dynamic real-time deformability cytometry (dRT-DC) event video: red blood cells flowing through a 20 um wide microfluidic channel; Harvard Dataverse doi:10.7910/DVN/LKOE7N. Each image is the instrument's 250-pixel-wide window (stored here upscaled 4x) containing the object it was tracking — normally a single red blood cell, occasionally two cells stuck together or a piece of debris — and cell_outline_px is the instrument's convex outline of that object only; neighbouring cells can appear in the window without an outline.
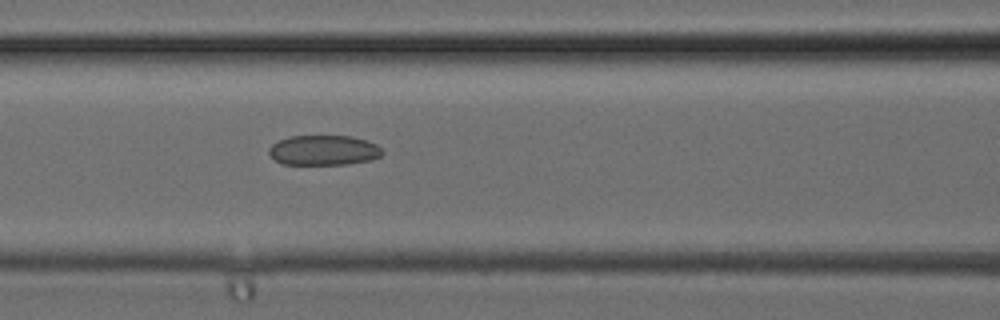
{"species": "common noctule bat (a hibernating species)", "species_latin": "Nyctalus noctula", "temperature_condition": "cold", "stored_images_in_passage": 34, "segment_of_instrument_passage": [1, 2], "camera_frame_rate_fps": 3000, "um_per_image_px": 0.085, "animal": {"sex": "female", "body_mass_g": 24.6, "forearm_length_mm": 56.2}, "frame": {"image": 1, "passage_image": 14, "time_ms": 4.333, "image_size_px": [1000, 320], "cell_outline_px": [[384, 152], [380, 156], [372, 160], [348, 164], [280, 164], [268, 152], [268, 148], [272, 144], [288, 136], [352, 136], [376, 144]], "centroid_in_image_um": [27.51, 12.77], "position_along_channel_um": 139.1, "area_um2": 19.83}}
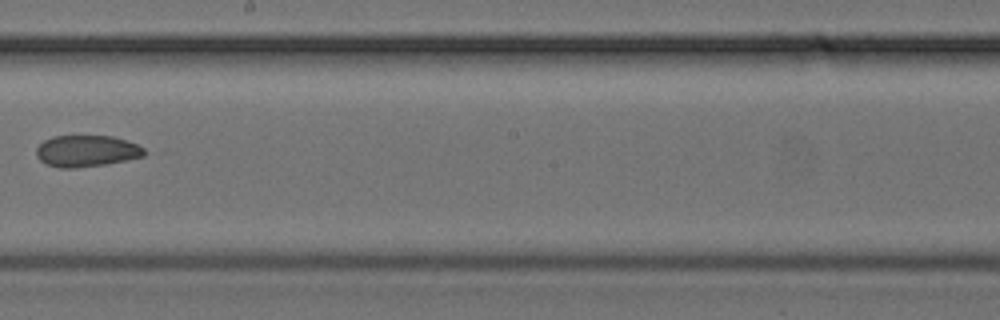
{"frame": {"image": 2, "passage_image": 19, "time_ms": 6.0, "image_size_px": [1000, 320], "cell_outline_px": [[144, 156], [104, 164], [76, 168], [60, 168], [44, 164], [36, 156], [36, 148], [44, 140], [52, 136], [112, 136], [128, 140], [144, 148]], "centroid_in_image_um": [7.31, 12.83], "position_along_channel_um": 240.9, "area_um2": 19.83}}
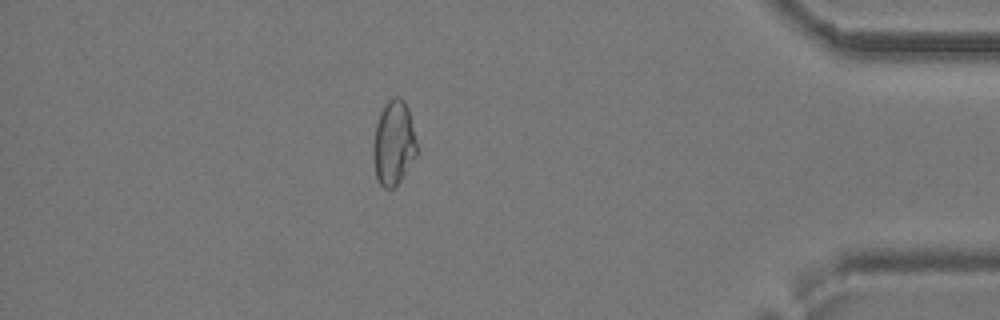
{"frame": {"image": 3, "passage_image": 29, "time_ms": 9.333, "image_size_px": [1000, 320], "cell_outline_px": [[416, 156], [396, 188], [384, 188], [376, 180], [372, 160], [372, 144], [376, 124], [380, 112], [384, 104], [392, 96], [400, 96], [408, 108], [416, 140]], "centroid_in_image_um": [33.42, 12.18], "position_along_channel_um": 401.8, "area_um2": 21.91}}